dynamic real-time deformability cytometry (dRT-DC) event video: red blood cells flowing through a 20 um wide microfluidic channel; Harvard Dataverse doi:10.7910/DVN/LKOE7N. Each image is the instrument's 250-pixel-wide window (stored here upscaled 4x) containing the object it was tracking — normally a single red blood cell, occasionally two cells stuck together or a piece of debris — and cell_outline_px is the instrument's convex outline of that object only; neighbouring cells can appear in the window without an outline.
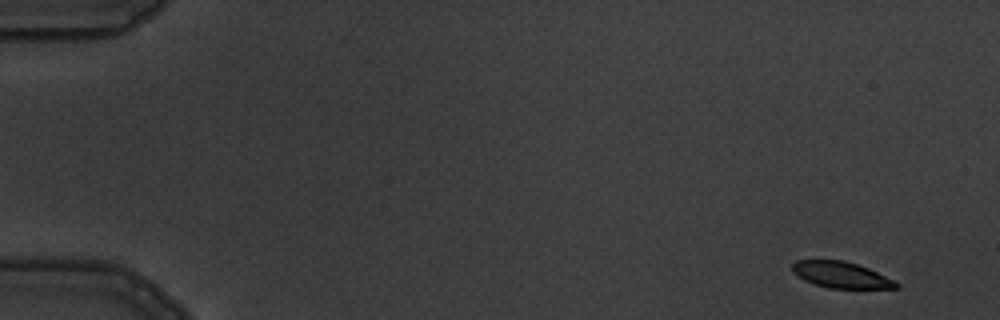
{"species": "common noctule bat (a hibernating species)", "species_latin": "Nyctalus noctula", "temperature_condition": "warm", "stored_images_in_passage": 6, "camera_frame_rate_fps": 3000, "um_per_image_px": 0.085, "animal": {"sex": "male", "body_mass_g": 19.5, "forearm_length_mm": 54.6}, "frame": {"image": 1, "passage_image": 1, "time_ms": 0.0, "image_size_px": [1000, 320], "cell_outline_px": [[900, 288], [828, 288], [804, 280], [792, 272], [792, 264], [796, 260], [844, 260], [868, 268], [900, 284]], "centroid_in_image_um": [71.46, 23.36], "position_along_channel_um": 13.5, "area_um2": 15.66}}
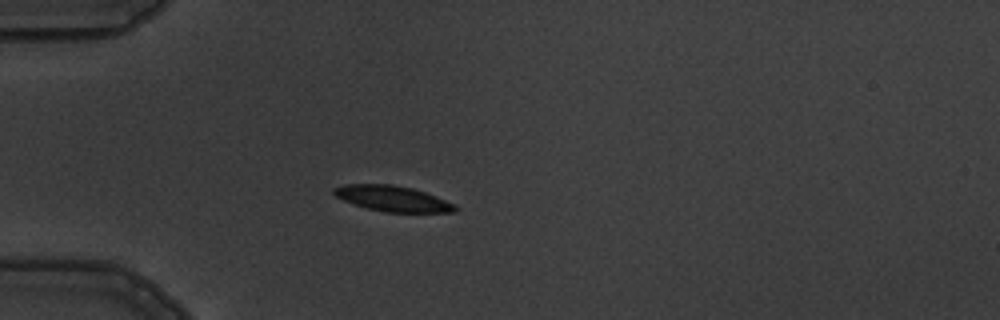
{"frame": {"image": 2, "passage_image": 4, "time_ms": 4.333, "image_size_px": [1000, 320], "cell_outline_px": [[460, 208], [456, 212], [388, 212], [368, 208], [344, 200], [336, 196], [332, 192], [332, 188], [344, 184], [392, 184], [412, 188], [436, 196]], "centroid_in_image_um": [33.37, 16.87], "position_along_channel_um": 51.6, "area_um2": 17.86}}